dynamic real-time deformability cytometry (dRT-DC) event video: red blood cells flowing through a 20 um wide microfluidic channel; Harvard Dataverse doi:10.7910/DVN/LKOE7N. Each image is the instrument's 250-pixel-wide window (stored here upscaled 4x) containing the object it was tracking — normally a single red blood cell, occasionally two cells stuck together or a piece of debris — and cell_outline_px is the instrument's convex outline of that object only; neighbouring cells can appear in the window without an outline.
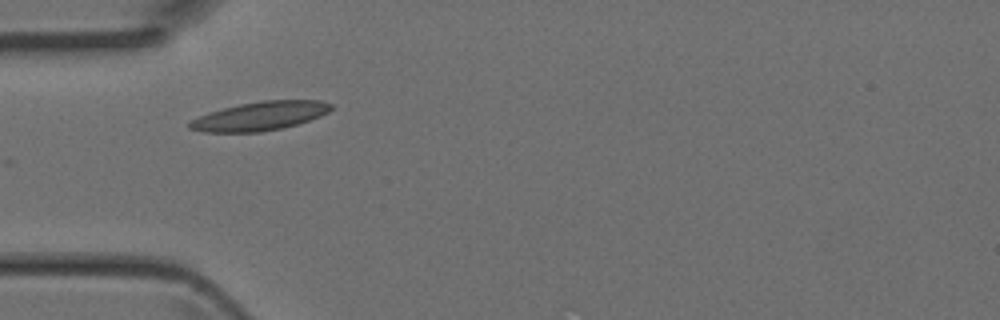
{"species": "Egyptian fruit bat (a non-hibernating species)", "species_latin": "Rousettus aegyptiacus", "temperature_condition": "room temperature", "stored_images_in_passage": 2, "camera_frame_rate_fps": 3000, "um_per_image_px": 0.085, "animal": {"sex": "female"}, "frame": {"image": 1, "passage_image": 1, "time_ms": 0.0, "image_size_px": [1000, 320], "cell_outline_px": [[332, 108], [328, 112], [320, 116], [296, 124], [280, 128], [260, 132], [204, 132], [188, 128], [188, 120], [208, 112], [240, 104], [264, 100], [320, 100], [332, 104]], "centroid_in_image_um": [22.05, 9.86], "position_along_channel_um": 62.9, "area_um2": 23.64}}
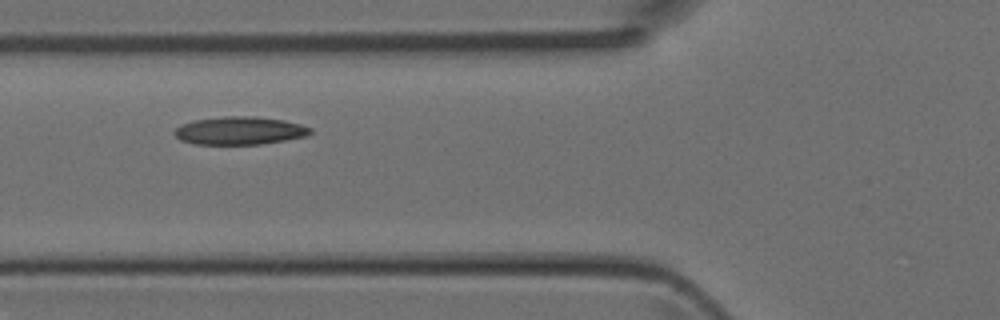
{"frame": {"image": 2, "passage_image": 2, "time_ms": 0.333, "image_size_px": [1000, 320], "cell_outline_px": [[312, 132], [308, 136], [260, 144], [196, 144], [180, 140], [172, 132], [180, 124], [196, 120], [224, 116], [256, 116], [284, 120], [300, 124], [312, 128]], "centroid_in_image_um": [20.38, 11.1], "position_along_channel_um": 105.4, "area_um2": 22.2}}